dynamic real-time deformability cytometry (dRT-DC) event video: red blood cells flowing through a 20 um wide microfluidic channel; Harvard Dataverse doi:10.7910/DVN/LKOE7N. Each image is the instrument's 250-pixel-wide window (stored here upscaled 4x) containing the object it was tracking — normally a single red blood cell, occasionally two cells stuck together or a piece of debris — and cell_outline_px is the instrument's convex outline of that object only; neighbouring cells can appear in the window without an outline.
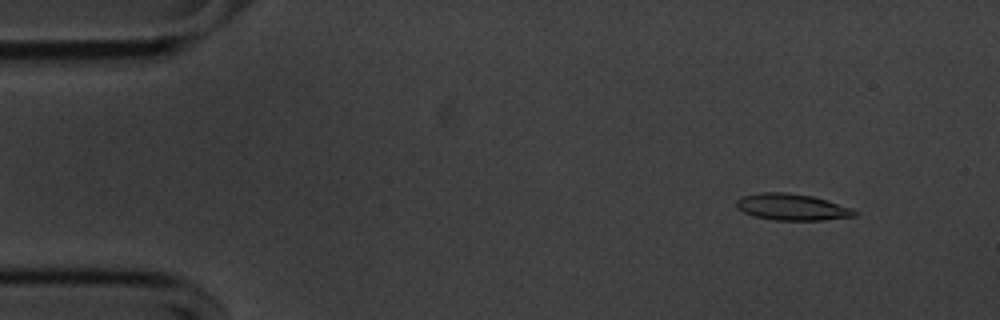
{"species": "common noctule bat (a hibernating species)", "species_latin": "Nyctalus noctula", "temperature_condition": "cold", "stored_images_in_passage": 50, "segment_of_instrument_passage": [1, 2], "camera_frame_rate_fps": 3000, "um_per_image_px": 0.085, "animal": {"sex": "male", "body_mass_g": 20.1, "forearm_length_mm": 53.5}, "frame": {"image": 1, "passage_image": 2, "time_ms": 0.333, "image_size_px": [1000, 320], "cell_outline_px": [[860, 212], [856, 216], [824, 220], [776, 220], [752, 216], [736, 208], [736, 200], [744, 196], [760, 192], [788, 192], [812, 196], [852, 208]], "centroid_in_image_um": [67.33, 17.6], "position_along_channel_um": 17.7, "area_um2": 18.32}}
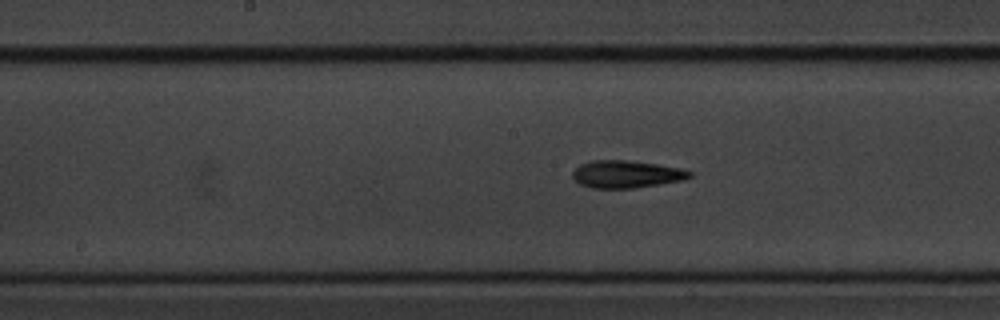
{"frame": {"image": 2, "passage_image": 24, "time_ms": 7.667, "image_size_px": [1000, 320], "cell_outline_px": [[692, 176], [684, 180], [636, 188], [592, 188], [580, 184], [572, 176], [572, 172], [580, 164], [592, 160], [628, 160], [656, 164], [680, 168], [692, 172]], "centroid_in_image_um": [53.24, 14.81], "position_along_channel_um": 195.0, "area_um2": 18.73}}
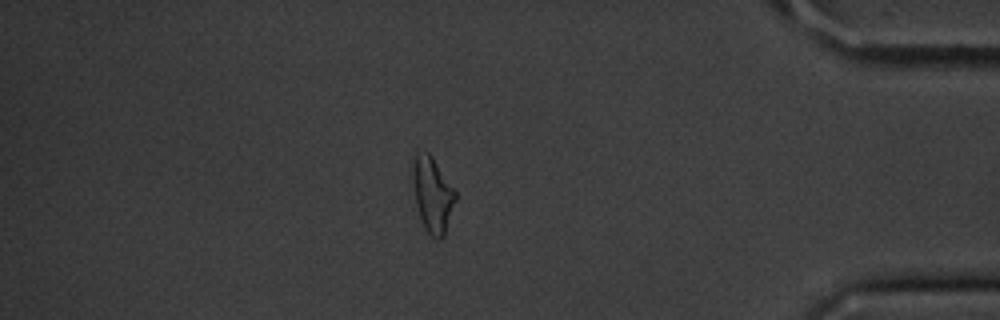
{"frame": {"image": 3, "passage_image": 44, "time_ms": 14.333, "image_size_px": [1000, 320], "cell_outline_px": [[456, 200], [444, 236], [440, 240], [432, 236], [424, 228], [416, 204], [412, 180], [412, 168], [416, 152], [428, 152], [432, 156], [456, 192]], "centroid_in_image_um": [36.76, 16.54], "position_along_channel_um": 398.4, "area_um2": 18.55}}